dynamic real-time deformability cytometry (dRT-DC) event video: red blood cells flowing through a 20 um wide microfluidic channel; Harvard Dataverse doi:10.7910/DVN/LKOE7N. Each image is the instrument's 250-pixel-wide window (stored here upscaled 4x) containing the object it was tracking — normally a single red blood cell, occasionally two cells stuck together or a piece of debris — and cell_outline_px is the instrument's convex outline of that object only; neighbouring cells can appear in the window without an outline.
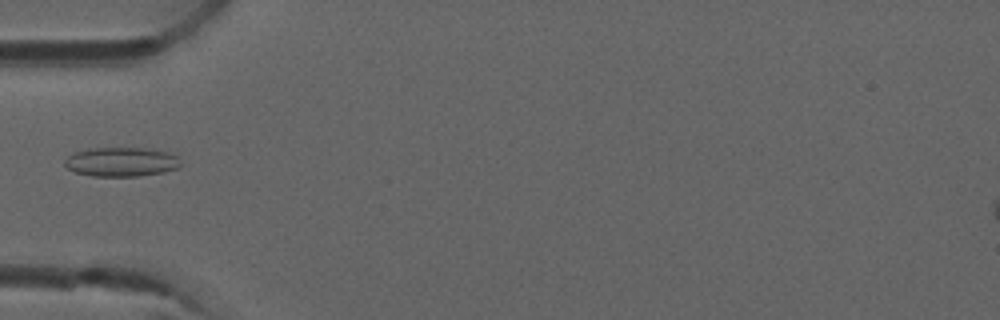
{"species": "common noctule bat (a hibernating species)", "species_latin": "Nyctalus noctula", "temperature_condition": "room temperature", "stored_images_in_passage": 7, "camera_frame_rate_fps": 3000, "um_per_image_px": 0.085, "animal": {"sex": "male", "forearm_length_mm": 52.5}, "frame": {"image": 1, "passage_image": 6, "time_ms": 1.667, "image_size_px": [1000, 320], "cell_outline_px": [[184, 164], [180, 168], [164, 172], [140, 176], [92, 176], [76, 172], [68, 168], [64, 164], [64, 160], [68, 156], [76, 152], [88, 148], [144, 148], [168, 152], [176, 156]], "centroid_in_image_um": [10.36, 13.76], "position_along_channel_um": 74.6, "area_um2": 19.88}}
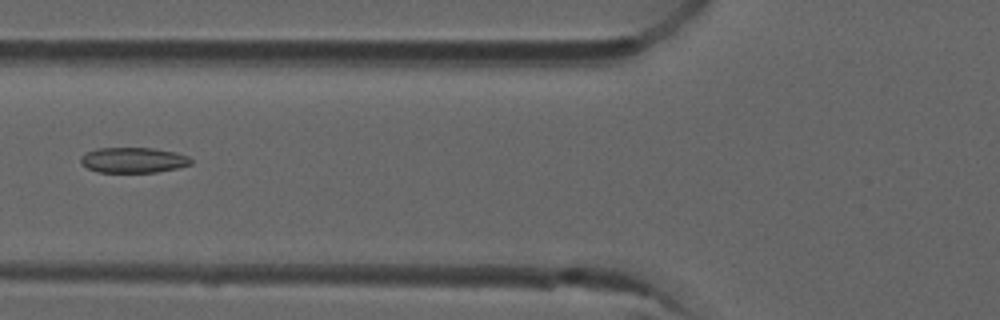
{"frame": {"image": 2, "passage_image": 7, "time_ms": 2.0, "image_size_px": [1000, 320], "cell_outline_px": [[192, 164], [180, 168], [156, 172], [96, 172], [80, 164], [80, 156], [96, 148], [152, 148], [176, 152], [188, 156], [192, 160]], "centroid_in_image_um": [11.34, 13.61], "position_along_channel_um": 114.5, "area_um2": 16.47}}